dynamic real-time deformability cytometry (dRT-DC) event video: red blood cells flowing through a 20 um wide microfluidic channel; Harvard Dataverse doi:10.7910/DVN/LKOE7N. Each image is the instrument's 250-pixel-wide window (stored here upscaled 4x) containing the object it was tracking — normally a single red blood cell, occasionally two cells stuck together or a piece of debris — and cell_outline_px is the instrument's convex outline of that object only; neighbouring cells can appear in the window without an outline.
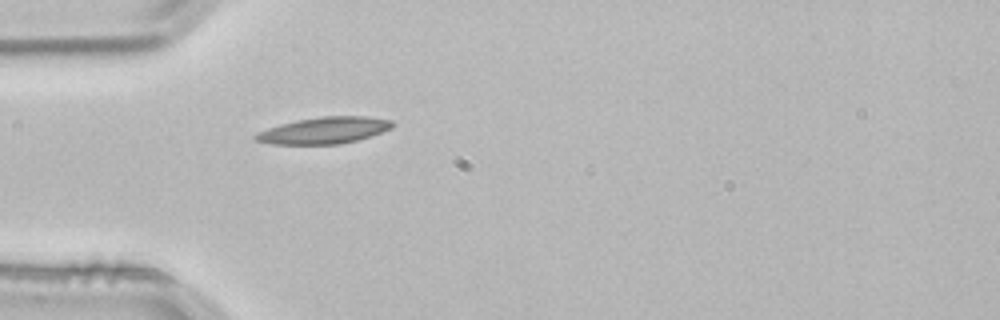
{"species": "common noctule bat (a hibernating species)", "species_latin": "Nyctalus noctula", "temperature_condition": "room temperature", "stored_images_in_passage": 3, "camera_frame_rate_fps": 3000, "um_per_image_px": 0.085, "animal": {"sex": "male", "body_mass_g": 21.5, "forearm_length_mm": 52.0}, "frame": {"image": 1, "passage_image": 3, "time_ms": 0.667, "image_size_px": [1000, 320], "cell_outline_px": [[396, 124], [392, 128], [356, 140], [340, 144], [272, 144], [256, 140], [252, 136], [268, 128], [280, 124], [296, 120], [320, 116], [368, 116], [392, 120]], "centroid_in_image_um": [27.57, 11.07], "position_along_channel_um": 57.4, "area_um2": 21.1}}